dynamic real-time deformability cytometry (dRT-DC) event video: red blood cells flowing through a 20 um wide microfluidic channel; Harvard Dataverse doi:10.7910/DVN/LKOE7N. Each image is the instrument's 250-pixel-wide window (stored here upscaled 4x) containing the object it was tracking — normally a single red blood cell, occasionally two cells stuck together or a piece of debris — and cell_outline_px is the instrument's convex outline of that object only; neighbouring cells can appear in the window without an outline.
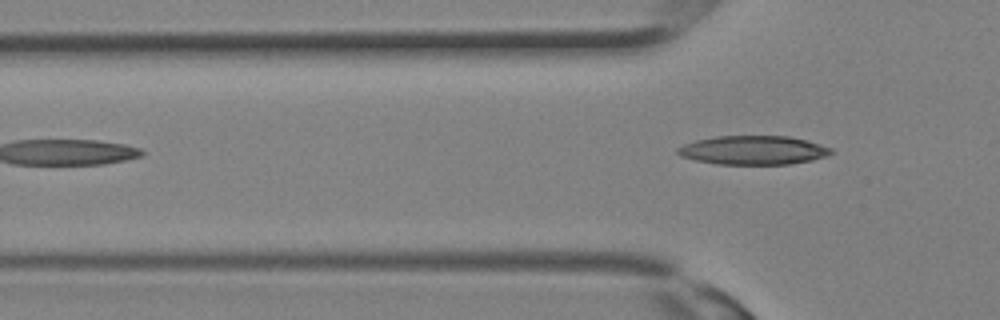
{"species": "Egyptian fruit bat (a non-hibernating species)", "species_latin": "Rousettus aegyptiacus", "temperature_condition": "room temperature", "stored_images_in_passage": 5, "camera_frame_rate_fps": 3000, "um_per_image_px": 0.085, "animal": {"sex": "female"}, "frame": {"image": 1, "passage_image": 5, "time_ms": 1.333, "image_size_px": [1000, 320], "cell_outline_px": [[836, 152], [828, 156], [812, 160], [788, 164], [716, 164], [696, 160], [680, 156], [676, 152], [676, 148], [684, 144], [696, 140], [716, 136], [788, 136], [820, 144], [832, 148]], "centroid_in_image_um": [64.04, 12.77], "position_along_channel_um": 61.8, "area_um2": 25.89}}